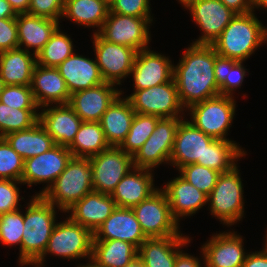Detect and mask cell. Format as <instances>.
Returning <instances> with one entry per match:
<instances>
[{
  "instance_id": "91938a15",
  "label": "cell",
  "mask_w": 267,
  "mask_h": 267,
  "mask_svg": "<svg viewBox=\"0 0 267 267\" xmlns=\"http://www.w3.org/2000/svg\"><path fill=\"white\" fill-rule=\"evenodd\" d=\"M264 43L267 44V27H264Z\"/></svg>"
},
{
  "instance_id": "db71d44e",
  "label": "cell",
  "mask_w": 267,
  "mask_h": 267,
  "mask_svg": "<svg viewBox=\"0 0 267 267\" xmlns=\"http://www.w3.org/2000/svg\"><path fill=\"white\" fill-rule=\"evenodd\" d=\"M254 9H266L267 10V0H254Z\"/></svg>"
},
{
  "instance_id": "6da1fadb",
  "label": "cell",
  "mask_w": 267,
  "mask_h": 267,
  "mask_svg": "<svg viewBox=\"0 0 267 267\" xmlns=\"http://www.w3.org/2000/svg\"><path fill=\"white\" fill-rule=\"evenodd\" d=\"M191 45V46H190ZM174 65L173 78L183 108L220 95L219 55L212 44L191 43Z\"/></svg>"
},
{
  "instance_id": "f5cc1de1",
  "label": "cell",
  "mask_w": 267,
  "mask_h": 267,
  "mask_svg": "<svg viewBox=\"0 0 267 267\" xmlns=\"http://www.w3.org/2000/svg\"><path fill=\"white\" fill-rule=\"evenodd\" d=\"M17 14L28 13L31 0H7Z\"/></svg>"
},
{
  "instance_id": "277c9868",
  "label": "cell",
  "mask_w": 267,
  "mask_h": 267,
  "mask_svg": "<svg viewBox=\"0 0 267 267\" xmlns=\"http://www.w3.org/2000/svg\"><path fill=\"white\" fill-rule=\"evenodd\" d=\"M93 191L89 158L72 157L65 170L42 196L62 213Z\"/></svg>"
},
{
  "instance_id": "4fadbf2b",
  "label": "cell",
  "mask_w": 267,
  "mask_h": 267,
  "mask_svg": "<svg viewBox=\"0 0 267 267\" xmlns=\"http://www.w3.org/2000/svg\"><path fill=\"white\" fill-rule=\"evenodd\" d=\"M92 40L95 58L103 80L122 85V81L130 75L137 51L124 45L108 42L98 33H93Z\"/></svg>"
},
{
  "instance_id": "52a82bcc",
  "label": "cell",
  "mask_w": 267,
  "mask_h": 267,
  "mask_svg": "<svg viewBox=\"0 0 267 267\" xmlns=\"http://www.w3.org/2000/svg\"><path fill=\"white\" fill-rule=\"evenodd\" d=\"M234 96L217 95L186 109L195 127L214 139L226 138L236 112Z\"/></svg>"
},
{
  "instance_id": "f1b7e54d",
  "label": "cell",
  "mask_w": 267,
  "mask_h": 267,
  "mask_svg": "<svg viewBox=\"0 0 267 267\" xmlns=\"http://www.w3.org/2000/svg\"><path fill=\"white\" fill-rule=\"evenodd\" d=\"M122 92L121 90V94L112 102L99 121L107 143L115 147H119L125 140L136 113L130 101L125 96H121Z\"/></svg>"
},
{
  "instance_id": "d6986e66",
  "label": "cell",
  "mask_w": 267,
  "mask_h": 267,
  "mask_svg": "<svg viewBox=\"0 0 267 267\" xmlns=\"http://www.w3.org/2000/svg\"><path fill=\"white\" fill-rule=\"evenodd\" d=\"M121 94L116 85L104 82L89 89L71 94L68 105L82 121L99 122L104 112Z\"/></svg>"
},
{
  "instance_id": "4316f807",
  "label": "cell",
  "mask_w": 267,
  "mask_h": 267,
  "mask_svg": "<svg viewBox=\"0 0 267 267\" xmlns=\"http://www.w3.org/2000/svg\"><path fill=\"white\" fill-rule=\"evenodd\" d=\"M190 242L186 235L147 238L138 248V258L145 267H174L177 253Z\"/></svg>"
},
{
  "instance_id": "c3c4849f",
  "label": "cell",
  "mask_w": 267,
  "mask_h": 267,
  "mask_svg": "<svg viewBox=\"0 0 267 267\" xmlns=\"http://www.w3.org/2000/svg\"><path fill=\"white\" fill-rule=\"evenodd\" d=\"M242 267H267V246L259 252H248Z\"/></svg>"
},
{
  "instance_id": "d6a6232c",
  "label": "cell",
  "mask_w": 267,
  "mask_h": 267,
  "mask_svg": "<svg viewBox=\"0 0 267 267\" xmlns=\"http://www.w3.org/2000/svg\"><path fill=\"white\" fill-rule=\"evenodd\" d=\"M138 257V248L123 240H93L92 259L103 267H125Z\"/></svg>"
},
{
  "instance_id": "cb8c5ba5",
  "label": "cell",
  "mask_w": 267,
  "mask_h": 267,
  "mask_svg": "<svg viewBox=\"0 0 267 267\" xmlns=\"http://www.w3.org/2000/svg\"><path fill=\"white\" fill-rule=\"evenodd\" d=\"M153 170L133 168L116 185L111 193L116 206L120 208H132L141 201L148 199L157 188L154 186Z\"/></svg>"
},
{
  "instance_id": "6125c7cd",
  "label": "cell",
  "mask_w": 267,
  "mask_h": 267,
  "mask_svg": "<svg viewBox=\"0 0 267 267\" xmlns=\"http://www.w3.org/2000/svg\"><path fill=\"white\" fill-rule=\"evenodd\" d=\"M265 245L267 246V234L265 235Z\"/></svg>"
},
{
  "instance_id": "4dcf8cb0",
  "label": "cell",
  "mask_w": 267,
  "mask_h": 267,
  "mask_svg": "<svg viewBox=\"0 0 267 267\" xmlns=\"http://www.w3.org/2000/svg\"><path fill=\"white\" fill-rule=\"evenodd\" d=\"M4 138L23 160L47 152L56 145L40 122L30 129L9 133Z\"/></svg>"
},
{
  "instance_id": "74e56055",
  "label": "cell",
  "mask_w": 267,
  "mask_h": 267,
  "mask_svg": "<svg viewBox=\"0 0 267 267\" xmlns=\"http://www.w3.org/2000/svg\"><path fill=\"white\" fill-rule=\"evenodd\" d=\"M159 119L155 115L135 113L130 130L119 147L133 157L153 133Z\"/></svg>"
},
{
  "instance_id": "d4e9b609",
  "label": "cell",
  "mask_w": 267,
  "mask_h": 267,
  "mask_svg": "<svg viewBox=\"0 0 267 267\" xmlns=\"http://www.w3.org/2000/svg\"><path fill=\"white\" fill-rule=\"evenodd\" d=\"M116 203L111 195L91 191L77 201L66 212L69 218L90 229L93 233L116 209Z\"/></svg>"
},
{
  "instance_id": "8992f818",
  "label": "cell",
  "mask_w": 267,
  "mask_h": 267,
  "mask_svg": "<svg viewBox=\"0 0 267 267\" xmlns=\"http://www.w3.org/2000/svg\"><path fill=\"white\" fill-rule=\"evenodd\" d=\"M238 167L221 173L207 198L210 214L226 226L234 225L244 216V190Z\"/></svg>"
},
{
  "instance_id": "b9f144b4",
  "label": "cell",
  "mask_w": 267,
  "mask_h": 267,
  "mask_svg": "<svg viewBox=\"0 0 267 267\" xmlns=\"http://www.w3.org/2000/svg\"><path fill=\"white\" fill-rule=\"evenodd\" d=\"M23 172V158L4 137H0V179L21 181Z\"/></svg>"
},
{
  "instance_id": "7a4b0ae2",
  "label": "cell",
  "mask_w": 267,
  "mask_h": 267,
  "mask_svg": "<svg viewBox=\"0 0 267 267\" xmlns=\"http://www.w3.org/2000/svg\"><path fill=\"white\" fill-rule=\"evenodd\" d=\"M24 213L21 266L33 265L44 253L57 222L56 207L42 195L31 196Z\"/></svg>"
},
{
  "instance_id": "5b68a950",
  "label": "cell",
  "mask_w": 267,
  "mask_h": 267,
  "mask_svg": "<svg viewBox=\"0 0 267 267\" xmlns=\"http://www.w3.org/2000/svg\"><path fill=\"white\" fill-rule=\"evenodd\" d=\"M66 219L56 222L43 255L32 266L44 267L48 254L73 261L92 258L93 232L69 217Z\"/></svg>"
},
{
  "instance_id": "2e32d148",
  "label": "cell",
  "mask_w": 267,
  "mask_h": 267,
  "mask_svg": "<svg viewBox=\"0 0 267 267\" xmlns=\"http://www.w3.org/2000/svg\"><path fill=\"white\" fill-rule=\"evenodd\" d=\"M213 137L195 127L189 120L182 119L178 125L169 164L179 170L181 167L196 163L204 166L206 146Z\"/></svg>"
},
{
  "instance_id": "60d3db41",
  "label": "cell",
  "mask_w": 267,
  "mask_h": 267,
  "mask_svg": "<svg viewBox=\"0 0 267 267\" xmlns=\"http://www.w3.org/2000/svg\"><path fill=\"white\" fill-rule=\"evenodd\" d=\"M178 171L185 180L207 196L213 190L221 174L217 170L196 163L187 164Z\"/></svg>"
},
{
  "instance_id": "f6af8a7d",
  "label": "cell",
  "mask_w": 267,
  "mask_h": 267,
  "mask_svg": "<svg viewBox=\"0 0 267 267\" xmlns=\"http://www.w3.org/2000/svg\"><path fill=\"white\" fill-rule=\"evenodd\" d=\"M150 5V0H114L110 11L134 17H153Z\"/></svg>"
},
{
  "instance_id": "6f0895ef",
  "label": "cell",
  "mask_w": 267,
  "mask_h": 267,
  "mask_svg": "<svg viewBox=\"0 0 267 267\" xmlns=\"http://www.w3.org/2000/svg\"><path fill=\"white\" fill-rule=\"evenodd\" d=\"M193 0H178V2L180 4H182V6H184V8L190 3L192 2Z\"/></svg>"
},
{
  "instance_id": "9f6ffc18",
  "label": "cell",
  "mask_w": 267,
  "mask_h": 267,
  "mask_svg": "<svg viewBox=\"0 0 267 267\" xmlns=\"http://www.w3.org/2000/svg\"><path fill=\"white\" fill-rule=\"evenodd\" d=\"M90 261L84 265H77V267H103L101 265H99L95 260H93L92 258L89 259Z\"/></svg>"
},
{
  "instance_id": "3957f363",
  "label": "cell",
  "mask_w": 267,
  "mask_h": 267,
  "mask_svg": "<svg viewBox=\"0 0 267 267\" xmlns=\"http://www.w3.org/2000/svg\"><path fill=\"white\" fill-rule=\"evenodd\" d=\"M254 11L236 14L212 43L221 59L245 62L264 43V25Z\"/></svg>"
},
{
  "instance_id": "603a6c76",
  "label": "cell",
  "mask_w": 267,
  "mask_h": 267,
  "mask_svg": "<svg viewBox=\"0 0 267 267\" xmlns=\"http://www.w3.org/2000/svg\"><path fill=\"white\" fill-rule=\"evenodd\" d=\"M161 190L166 194L172 215L178 223L182 218L193 216L192 214H195L208 203V196L190 184L180 174L165 183Z\"/></svg>"
},
{
  "instance_id": "e0dca14e",
  "label": "cell",
  "mask_w": 267,
  "mask_h": 267,
  "mask_svg": "<svg viewBox=\"0 0 267 267\" xmlns=\"http://www.w3.org/2000/svg\"><path fill=\"white\" fill-rule=\"evenodd\" d=\"M241 235L235 231L220 232L203 244L201 253L205 267H242L247 256Z\"/></svg>"
},
{
  "instance_id": "bcb514c9",
  "label": "cell",
  "mask_w": 267,
  "mask_h": 267,
  "mask_svg": "<svg viewBox=\"0 0 267 267\" xmlns=\"http://www.w3.org/2000/svg\"><path fill=\"white\" fill-rule=\"evenodd\" d=\"M65 0H31L28 13L59 21L63 16Z\"/></svg>"
},
{
  "instance_id": "9c48e42d",
  "label": "cell",
  "mask_w": 267,
  "mask_h": 267,
  "mask_svg": "<svg viewBox=\"0 0 267 267\" xmlns=\"http://www.w3.org/2000/svg\"><path fill=\"white\" fill-rule=\"evenodd\" d=\"M126 98L136 113L155 115L160 118L183 117L184 108L179 100L174 78L161 85L133 90ZM182 114V115H180Z\"/></svg>"
},
{
  "instance_id": "f35d334b",
  "label": "cell",
  "mask_w": 267,
  "mask_h": 267,
  "mask_svg": "<svg viewBox=\"0 0 267 267\" xmlns=\"http://www.w3.org/2000/svg\"><path fill=\"white\" fill-rule=\"evenodd\" d=\"M243 61L219 59V87L220 94L234 96L235 90L241 88L244 77L248 73Z\"/></svg>"
},
{
  "instance_id": "7402d4cb",
  "label": "cell",
  "mask_w": 267,
  "mask_h": 267,
  "mask_svg": "<svg viewBox=\"0 0 267 267\" xmlns=\"http://www.w3.org/2000/svg\"><path fill=\"white\" fill-rule=\"evenodd\" d=\"M30 87L40 109L46 105L69 103L71 94L57 68L37 64Z\"/></svg>"
},
{
  "instance_id": "83f0119b",
  "label": "cell",
  "mask_w": 267,
  "mask_h": 267,
  "mask_svg": "<svg viewBox=\"0 0 267 267\" xmlns=\"http://www.w3.org/2000/svg\"><path fill=\"white\" fill-rule=\"evenodd\" d=\"M59 22L29 13L18 14L16 17L18 47H23L22 49L28 52L33 49V54L37 55L59 27Z\"/></svg>"
},
{
  "instance_id": "9a60e30c",
  "label": "cell",
  "mask_w": 267,
  "mask_h": 267,
  "mask_svg": "<svg viewBox=\"0 0 267 267\" xmlns=\"http://www.w3.org/2000/svg\"><path fill=\"white\" fill-rule=\"evenodd\" d=\"M185 8L203 33L194 44H212L236 15L220 0H193Z\"/></svg>"
},
{
  "instance_id": "816d5d0a",
  "label": "cell",
  "mask_w": 267,
  "mask_h": 267,
  "mask_svg": "<svg viewBox=\"0 0 267 267\" xmlns=\"http://www.w3.org/2000/svg\"><path fill=\"white\" fill-rule=\"evenodd\" d=\"M17 15L7 0H0V19L16 18Z\"/></svg>"
},
{
  "instance_id": "f546056e",
  "label": "cell",
  "mask_w": 267,
  "mask_h": 267,
  "mask_svg": "<svg viewBox=\"0 0 267 267\" xmlns=\"http://www.w3.org/2000/svg\"><path fill=\"white\" fill-rule=\"evenodd\" d=\"M36 55L22 48H15L0 53V77L5 85L30 86Z\"/></svg>"
},
{
  "instance_id": "ee69618b",
  "label": "cell",
  "mask_w": 267,
  "mask_h": 267,
  "mask_svg": "<svg viewBox=\"0 0 267 267\" xmlns=\"http://www.w3.org/2000/svg\"><path fill=\"white\" fill-rule=\"evenodd\" d=\"M17 184H23L21 181L0 179V215L20 209L19 187ZM20 206V207H19Z\"/></svg>"
},
{
  "instance_id": "ba28073f",
  "label": "cell",
  "mask_w": 267,
  "mask_h": 267,
  "mask_svg": "<svg viewBox=\"0 0 267 267\" xmlns=\"http://www.w3.org/2000/svg\"><path fill=\"white\" fill-rule=\"evenodd\" d=\"M136 219L147 238L183 236L173 217L166 194L159 188L148 199L132 207Z\"/></svg>"
},
{
  "instance_id": "ab89813d",
  "label": "cell",
  "mask_w": 267,
  "mask_h": 267,
  "mask_svg": "<svg viewBox=\"0 0 267 267\" xmlns=\"http://www.w3.org/2000/svg\"><path fill=\"white\" fill-rule=\"evenodd\" d=\"M17 209L0 215V242L4 246L19 247V265L21 266V239L24 230V212Z\"/></svg>"
},
{
  "instance_id": "8fae6325",
  "label": "cell",
  "mask_w": 267,
  "mask_h": 267,
  "mask_svg": "<svg viewBox=\"0 0 267 267\" xmlns=\"http://www.w3.org/2000/svg\"><path fill=\"white\" fill-rule=\"evenodd\" d=\"M182 117L160 118L153 133L133 156L135 168L153 170L169 163L176 131Z\"/></svg>"
},
{
  "instance_id": "e575fe53",
  "label": "cell",
  "mask_w": 267,
  "mask_h": 267,
  "mask_svg": "<svg viewBox=\"0 0 267 267\" xmlns=\"http://www.w3.org/2000/svg\"><path fill=\"white\" fill-rule=\"evenodd\" d=\"M235 142L232 140L214 139L206 146L204 166L217 170L220 173L231 171L237 165L238 159L247 155V152Z\"/></svg>"
},
{
  "instance_id": "5bb4252c",
  "label": "cell",
  "mask_w": 267,
  "mask_h": 267,
  "mask_svg": "<svg viewBox=\"0 0 267 267\" xmlns=\"http://www.w3.org/2000/svg\"><path fill=\"white\" fill-rule=\"evenodd\" d=\"M73 155L68 147L55 145L49 151L24 160L21 182L31 187L33 184L47 183L39 193L42 195L65 170Z\"/></svg>"
},
{
  "instance_id": "680465c9",
  "label": "cell",
  "mask_w": 267,
  "mask_h": 267,
  "mask_svg": "<svg viewBox=\"0 0 267 267\" xmlns=\"http://www.w3.org/2000/svg\"><path fill=\"white\" fill-rule=\"evenodd\" d=\"M4 86H5V84H4L3 80L0 77V95H1V93L3 91Z\"/></svg>"
},
{
  "instance_id": "484cf974",
  "label": "cell",
  "mask_w": 267,
  "mask_h": 267,
  "mask_svg": "<svg viewBox=\"0 0 267 267\" xmlns=\"http://www.w3.org/2000/svg\"><path fill=\"white\" fill-rule=\"evenodd\" d=\"M90 59L75 52L66 58L58 71L66 82L70 94L104 83L96 58Z\"/></svg>"
},
{
  "instance_id": "94428289",
  "label": "cell",
  "mask_w": 267,
  "mask_h": 267,
  "mask_svg": "<svg viewBox=\"0 0 267 267\" xmlns=\"http://www.w3.org/2000/svg\"><path fill=\"white\" fill-rule=\"evenodd\" d=\"M101 1H104L109 6L114 2V0H101Z\"/></svg>"
},
{
  "instance_id": "d590c367",
  "label": "cell",
  "mask_w": 267,
  "mask_h": 267,
  "mask_svg": "<svg viewBox=\"0 0 267 267\" xmlns=\"http://www.w3.org/2000/svg\"><path fill=\"white\" fill-rule=\"evenodd\" d=\"M73 44L72 39L66 33H63L59 26L51 35L50 40L37 53V64L44 67L57 68L75 52L73 51Z\"/></svg>"
},
{
  "instance_id": "7c38bea8",
  "label": "cell",
  "mask_w": 267,
  "mask_h": 267,
  "mask_svg": "<svg viewBox=\"0 0 267 267\" xmlns=\"http://www.w3.org/2000/svg\"><path fill=\"white\" fill-rule=\"evenodd\" d=\"M94 191L109 194L133 168V157L120 147L110 146L101 153L89 157Z\"/></svg>"
},
{
  "instance_id": "1f68e13d",
  "label": "cell",
  "mask_w": 267,
  "mask_h": 267,
  "mask_svg": "<svg viewBox=\"0 0 267 267\" xmlns=\"http://www.w3.org/2000/svg\"><path fill=\"white\" fill-rule=\"evenodd\" d=\"M110 6L101 0H65L63 18H68L78 26L94 27L98 33L106 20Z\"/></svg>"
},
{
  "instance_id": "8d00e7d4",
  "label": "cell",
  "mask_w": 267,
  "mask_h": 267,
  "mask_svg": "<svg viewBox=\"0 0 267 267\" xmlns=\"http://www.w3.org/2000/svg\"><path fill=\"white\" fill-rule=\"evenodd\" d=\"M38 111L40 110L15 109L0 102V137L32 128L39 122Z\"/></svg>"
},
{
  "instance_id": "ffe728a7",
  "label": "cell",
  "mask_w": 267,
  "mask_h": 267,
  "mask_svg": "<svg viewBox=\"0 0 267 267\" xmlns=\"http://www.w3.org/2000/svg\"><path fill=\"white\" fill-rule=\"evenodd\" d=\"M41 108L39 122L52 137L54 143L69 147L82 123L80 117L68 104L46 105Z\"/></svg>"
},
{
  "instance_id": "f907efd6",
  "label": "cell",
  "mask_w": 267,
  "mask_h": 267,
  "mask_svg": "<svg viewBox=\"0 0 267 267\" xmlns=\"http://www.w3.org/2000/svg\"><path fill=\"white\" fill-rule=\"evenodd\" d=\"M200 261L201 259H199L197 256L195 257L193 255H189L183 250H180L177 253L174 267H202Z\"/></svg>"
},
{
  "instance_id": "44dd1931",
  "label": "cell",
  "mask_w": 267,
  "mask_h": 267,
  "mask_svg": "<svg viewBox=\"0 0 267 267\" xmlns=\"http://www.w3.org/2000/svg\"><path fill=\"white\" fill-rule=\"evenodd\" d=\"M93 234V240H123L137 248L147 239L132 208L116 207Z\"/></svg>"
},
{
  "instance_id": "836d02e7",
  "label": "cell",
  "mask_w": 267,
  "mask_h": 267,
  "mask_svg": "<svg viewBox=\"0 0 267 267\" xmlns=\"http://www.w3.org/2000/svg\"><path fill=\"white\" fill-rule=\"evenodd\" d=\"M109 147L100 122L82 121L75 139L68 149L73 157L89 158Z\"/></svg>"
},
{
  "instance_id": "ac0fdd59",
  "label": "cell",
  "mask_w": 267,
  "mask_h": 267,
  "mask_svg": "<svg viewBox=\"0 0 267 267\" xmlns=\"http://www.w3.org/2000/svg\"><path fill=\"white\" fill-rule=\"evenodd\" d=\"M174 65L168 56L151 51L150 48L136 53L133 68V90H142L161 85L173 79Z\"/></svg>"
},
{
  "instance_id": "30bf717a",
  "label": "cell",
  "mask_w": 267,
  "mask_h": 267,
  "mask_svg": "<svg viewBox=\"0 0 267 267\" xmlns=\"http://www.w3.org/2000/svg\"><path fill=\"white\" fill-rule=\"evenodd\" d=\"M152 21L153 17L121 15L109 10L98 34L108 42L124 45L138 52L149 48V24Z\"/></svg>"
},
{
  "instance_id": "11a10c76",
  "label": "cell",
  "mask_w": 267,
  "mask_h": 267,
  "mask_svg": "<svg viewBox=\"0 0 267 267\" xmlns=\"http://www.w3.org/2000/svg\"><path fill=\"white\" fill-rule=\"evenodd\" d=\"M125 267H145L143 262L137 257L135 260H133L129 265H126Z\"/></svg>"
},
{
  "instance_id": "7dc6e473",
  "label": "cell",
  "mask_w": 267,
  "mask_h": 267,
  "mask_svg": "<svg viewBox=\"0 0 267 267\" xmlns=\"http://www.w3.org/2000/svg\"><path fill=\"white\" fill-rule=\"evenodd\" d=\"M18 48L16 18L0 19V53Z\"/></svg>"
},
{
  "instance_id": "7bdbcfd3",
  "label": "cell",
  "mask_w": 267,
  "mask_h": 267,
  "mask_svg": "<svg viewBox=\"0 0 267 267\" xmlns=\"http://www.w3.org/2000/svg\"><path fill=\"white\" fill-rule=\"evenodd\" d=\"M0 102L15 109H40L30 86L5 85L0 95Z\"/></svg>"
},
{
  "instance_id": "681fc988",
  "label": "cell",
  "mask_w": 267,
  "mask_h": 267,
  "mask_svg": "<svg viewBox=\"0 0 267 267\" xmlns=\"http://www.w3.org/2000/svg\"><path fill=\"white\" fill-rule=\"evenodd\" d=\"M227 8L236 14H244L255 11L254 0H220Z\"/></svg>"
}]
</instances>
